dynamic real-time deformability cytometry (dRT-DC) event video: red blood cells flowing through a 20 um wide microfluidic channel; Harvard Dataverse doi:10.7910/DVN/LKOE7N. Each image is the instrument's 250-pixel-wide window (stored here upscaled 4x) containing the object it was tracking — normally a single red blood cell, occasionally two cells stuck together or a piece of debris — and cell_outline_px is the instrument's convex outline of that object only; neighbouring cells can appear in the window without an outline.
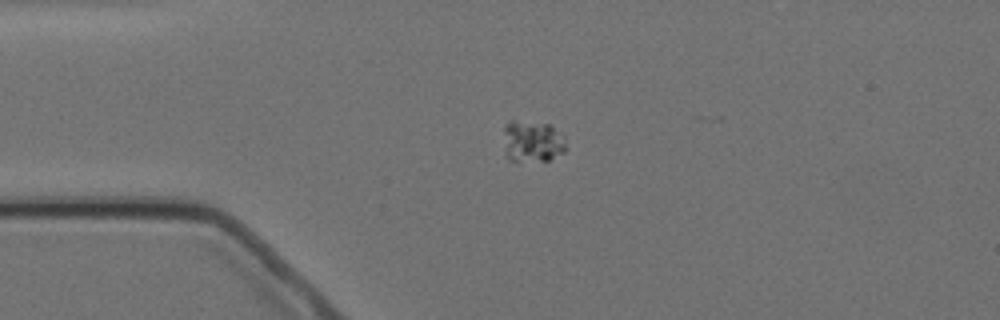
{"species": "Egyptian fruit bat (a non-hibernating species)", "species_latin": "Rousettus aegyptiacus", "temperature_condition": "cold", "stored_images_in_passage": 3, "camera_frame_rate_fps": 3000, "um_per_image_px": 0.085, "animal": {"sex": "female"}, "frame": {"image": 1, "passage_image": 1, "time_ms": 0.0, "image_size_px": [1000, 320], "cell_outline_px": [[568, 148], [564, 152], [548, 160], [508, 160], [504, 132], [504, 124], [512, 120], [516, 120], [548, 124], [564, 136]], "centroid_in_image_um": [45.29, 11.99], "position_along_channel_um": 39.7, "area_um2": 14.97}}
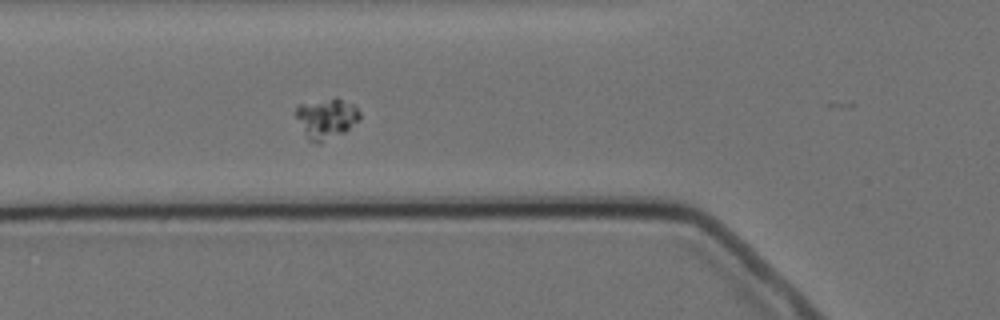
{"frame": {"image": 2, "passage_image": 3, "time_ms": 2.333, "image_size_px": [1000, 320], "cell_outline_px": [[360, 120], [344, 132], [320, 144], [308, 140], [296, 116], [296, 108], [300, 104], [336, 96], [352, 104], [360, 112]], "centroid_in_image_um": [27.75, 10.06], "position_along_channel_um": 98.0, "area_um2": 15.03}}